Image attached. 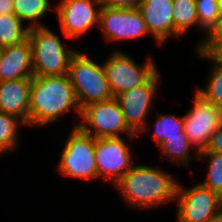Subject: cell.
Listing matches in <instances>:
<instances>
[{
	"label": "cell",
	"instance_id": "obj_1",
	"mask_svg": "<svg viewBox=\"0 0 222 222\" xmlns=\"http://www.w3.org/2000/svg\"><path fill=\"white\" fill-rule=\"evenodd\" d=\"M178 179L158 167L134 164L115 183L123 201L134 209H150L175 201Z\"/></svg>",
	"mask_w": 222,
	"mask_h": 222
},
{
	"label": "cell",
	"instance_id": "obj_2",
	"mask_svg": "<svg viewBox=\"0 0 222 222\" xmlns=\"http://www.w3.org/2000/svg\"><path fill=\"white\" fill-rule=\"evenodd\" d=\"M74 110L81 109L66 75L33 76L30 87L29 126L45 127Z\"/></svg>",
	"mask_w": 222,
	"mask_h": 222
},
{
	"label": "cell",
	"instance_id": "obj_3",
	"mask_svg": "<svg viewBox=\"0 0 222 222\" xmlns=\"http://www.w3.org/2000/svg\"><path fill=\"white\" fill-rule=\"evenodd\" d=\"M32 49L33 76L66 75L76 50L62 43L59 36L47 26L33 27L28 31Z\"/></svg>",
	"mask_w": 222,
	"mask_h": 222
},
{
	"label": "cell",
	"instance_id": "obj_4",
	"mask_svg": "<svg viewBox=\"0 0 222 222\" xmlns=\"http://www.w3.org/2000/svg\"><path fill=\"white\" fill-rule=\"evenodd\" d=\"M67 76L80 109L113 97L103 64H98L86 53L76 51L70 60Z\"/></svg>",
	"mask_w": 222,
	"mask_h": 222
},
{
	"label": "cell",
	"instance_id": "obj_5",
	"mask_svg": "<svg viewBox=\"0 0 222 222\" xmlns=\"http://www.w3.org/2000/svg\"><path fill=\"white\" fill-rule=\"evenodd\" d=\"M71 130L60 154L57 165L59 172L72 179H98L94 157L95 138L76 125Z\"/></svg>",
	"mask_w": 222,
	"mask_h": 222
},
{
	"label": "cell",
	"instance_id": "obj_6",
	"mask_svg": "<svg viewBox=\"0 0 222 222\" xmlns=\"http://www.w3.org/2000/svg\"><path fill=\"white\" fill-rule=\"evenodd\" d=\"M79 118L82 121L76 126L95 139L122 137V134H127L130 140L137 138V135L128 128L115 97L83 107Z\"/></svg>",
	"mask_w": 222,
	"mask_h": 222
},
{
	"label": "cell",
	"instance_id": "obj_7",
	"mask_svg": "<svg viewBox=\"0 0 222 222\" xmlns=\"http://www.w3.org/2000/svg\"><path fill=\"white\" fill-rule=\"evenodd\" d=\"M151 56L140 66L128 54L115 50L103 63L104 72L113 97L146 84L159 70Z\"/></svg>",
	"mask_w": 222,
	"mask_h": 222
},
{
	"label": "cell",
	"instance_id": "obj_8",
	"mask_svg": "<svg viewBox=\"0 0 222 222\" xmlns=\"http://www.w3.org/2000/svg\"><path fill=\"white\" fill-rule=\"evenodd\" d=\"M193 106L183 116L184 133L195 148L194 157L204 150L211 136L222 124V109L195 90Z\"/></svg>",
	"mask_w": 222,
	"mask_h": 222
},
{
	"label": "cell",
	"instance_id": "obj_9",
	"mask_svg": "<svg viewBox=\"0 0 222 222\" xmlns=\"http://www.w3.org/2000/svg\"><path fill=\"white\" fill-rule=\"evenodd\" d=\"M160 75L159 71L146 84L124 91L115 96L122 109L128 128L135 135H140L142 132L149 130V123L146 121L152 109V101L157 93Z\"/></svg>",
	"mask_w": 222,
	"mask_h": 222
},
{
	"label": "cell",
	"instance_id": "obj_10",
	"mask_svg": "<svg viewBox=\"0 0 222 222\" xmlns=\"http://www.w3.org/2000/svg\"><path fill=\"white\" fill-rule=\"evenodd\" d=\"M175 202H177V222H207L220 210V198L216 192L201 182L184 188L178 182Z\"/></svg>",
	"mask_w": 222,
	"mask_h": 222
},
{
	"label": "cell",
	"instance_id": "obj_11",
	"mask_svg": "<svg viewBox=\"0 0 222 222\" xmlns=\"http://www.w3.org/2000/svg\"><path fill=\"white\" fill-rule=\"evenodd\" d=\"M131 151L123 137L95 139L98 179L115 185L134 165Z\"/></svg>",
	"mask_w": 222,
	"mask_h": 222
},
{
	"label": "cell",
	"instance_id": "obj_12",
	"mask_svg": "<svg viewBox=\"0 0 222 222\" xmlns=\"http://www.w3.org/2000/svg\"><path fill=\"white\" fill-rule=\"evenodd\" d=\"M61 33L68 39H79L99 24L100 0H61L56 4Z\"/></svg>",
	"mask_w": 222,
	"mask_h": 222
},
{
	"label": "cell",
	"instance_id": "obj_13",
	"mask_svg": "<svg viewBox=\"0 0 222 222\" xmlns=\"http://www.w3.org/2000/svg\"><path fill=\"white\" fill-rule=\"evenodd\" d=\"M99 29L105 40L120 42L150 35L137 8H110L101 6Z\"/></svg>",
	"mask_w": 222,
	"mask_h": 222
},
{
	"label": "cell",
	"instance_id": "obj_14",
	"mask_svg": "<svg viewBox=\"0 0 222 222\" xmlns=\"http://www.w3.org/2000/svg\"><path fill=\"white\" fill-rule=\"evenodd\" d=\"M172 6L173 0H142L137 7L148 32L160 46L172 36H181L173 26Z\"/></svg>",
	"mask_w": 222,
	"mask_h": 222
},
{
	"label": "cell",
	"instance_id": "obj_15",
	"mask_svg": "<svg viewBox=\"0 0 222 222\" xmlns=\"http://www.w3.org/2000/svg\"><path fill=\"white\" fill-rule=\"evenodd\" d=\"M31 80L18 79L0 83V112L17 117L25 126H29Z\"/></svg>",
	"mask_w": 222,
	"mask_h": 222
},
{
	"label": "cell",
	"instance_id": "obj_16",
	"mask_svg": "<svg viewBox=\"0 0 222 222\" xmlns=\"http://www.w3.org/2000/svg\"><path fill=\"white\" fill-rule=\"evenodd\" d=\"M32 78V49L29 39L4 47L0 60V80L13 81Z\"/></svg>",
	"mask_w": 222,
	"mask_h": 222
},
{
	"label": "cell",
	"instance_id": "obj_17",
	"mask_svg": "<svg viewBox=\"0 0 222 222\" xmlns=\"http://www.w3.org/2000/svg\"><path fill=\"white\" fill-rule=\"evenodd\" d=\"M14 1V14L24 21H28L27 27H43L40 22L46 13L55 8L51 7L50 0H13ZM40 20V21H39Z\"/></svg>",
	"mask_w": 222,
	"mask_h": 222
},
{
	"label": "cell",
	"instance_id": "obj_18",
	"mask_svg": "<svg viewBox=\"0 0 222 222\" xmlns=\"http://www.w3.org/2000/svg\"><path fill=\"white\" fill-rule=\"evenodd\" d=\"M29 28L15 14L0 15V46L2 48L23 42Z\"/></svg>",
	"mask_w": 222,
	"mask_h": 222
},
{
	"label": "cell",
	"instance_id": "obj_19",
	"mask_svg": "<svg viewBox=\"0 0 222 222\" xmlns=\"http://www.w3.org/2000/svg\"><path fill=\"white\" fill-rule=\"evenodd\" d=\"M199 58L208 59L212 63L211 70L204 88H196L206 99L222 109V66L217 63L209 54L195 50Z\"/></svg>",
	"mask_w": 222,
	"mask_h": 222
},
{
	"label": "cell",
	"instance_id": "obj_20",
	"mask_svg": "<svg viewBox=\"0 0 222 222\" xmlns=\"http://www.w3.org/2000/svg\"><path fill=\"white\" fill-rule=\"evenodd\" d=\"M173 26L181 37L192 27L199 28L195 0H173Z\"/></svg>",
	"mask_w": 222,
	"mask_h": 222
},
{
	"label": "cell",
	"instance_id": "obj_21",
	"mask_svg": "<svg viewBox=\"0 0 222 222\" xmlns=\"http://www.w3.org/2000/svg\"><path fill=\"white\" fill-rule=\"evenodd\" d=\"M184 132L183 116L176 117L174 114H163L158 112L154 124V132L151 137L159 147L168 138L182 137Z\"/></svg>",
	"mask_w": 222,
	"mask_h": 222
},
{
	"label": "cell",
	"instance_id": "obj_22",
	"mask_svg": "<svg viewBox=\"0 0 222 222\" xmlns=\"http://www.w3.org/2000/svg\"><path fill=\"white\" fill-rule=\"evenodd\" d=\"M190 147L194 146L184 132L182 137L168 138L159 146L167 161L186 167H189V161L192 158Z\"/></svg>",
	"mask_w": 222,
	"mask_h": 222
},
{
	"label": "cell",
	"instance_id": "obj_23",
	"mask_svg": "<svg viewBox=\"0 0 222 222\" xmlns=\"http://www.w3.org/2000/svg\"><path fill=\"white\" fill-rule=\"evenodd\" d=\"M25 124L17 117L0 112V155L18 149V128Z\"/></svg>",
	"mask_w": 222,
	"mask_h": 222
},
{
	"label": "cell",
	"instance_id": "obj_24",
	"mask_svg": "<svg viewBox=\"0 0 222 222\" xmlns=\"http://www.w3.org/2000/svg\"><path fill=\"white\" fill-rule=\"evenodd\" d=\"M198 159L208 162L206 179L201 183L219 195L222 192V153L200 151Z\"/></svg>",
	"mask_w": 222,
	"mask_h": 222
},
{
	"label": "cell",
	"instance_id": "obj_25",
	"mask_svg": "<svg viewBox=\"0 0 222 222\" xmlns=\"http://www.w3.org/2000/svg\"><path fill=\"white\" fill-rule=\"evenodd\" d=\"M197 17L199 20V29L206 35L216 25L220 16L218 0H195Z\"/></svg>",
	"mask_w": 222,
	"mask_h": 222
},
{
	"label": "cell",
	"instance_id": "obj_26",
	"mask_svg": "<svg viewBox=\"0 0 222 222\" xmlns=\"http://www.w3.org/2000/svg\"><path fill=\"white\" fill-rule=\"evenodd\" d=\"M199 44H222V15L219 16L216 25L206 35L205 39L196 43L195 48Z\"/></svg>",
	"mask_w": 222,
	"mask_h": 222
},
{
	"label": "cell",
	"instance_id": "obj_27",
	"mask_svg": "<svg viewBox=\"0 0 222 222\" xmlns=\"http://www.w3.org/2000/svg\"><path fill=\"white\" fill-rule=\"evenodd\" d=\"M195 49L199 52L209 54L222 66V44H199Z\"/></svg>",
	"mask_w": 222,
	"mask_h": 222
},
{
	"label": "cell",
	"instance_id": "obj_28",
	"mask_svg": "<svg viewBox=\"0 0 222 222\" xmlns=\"http://www.w3.org/2000/svg\"><path fill=\"white\" fill-rule=\"evenodd\" d=\"M101 6L110 8H137L142 0H100Z\"/></svg>",
	"mask_w": 222,
	"mask_h": 222
},
{
	"label": "cell",
	"instance_id": "obj_29",
	"mask_svg": "<svg viewBox=\"0 0 222 222\" xmlns=\"http://www.w3.org/2000/svg\"><path fill=\"white\" fill-rule=\"evenodd\" d=\"M201 151L222 153V124L211 136L208 146Z\"/></svg>",
	"mask_w": 222,
	"mask_h": 222
},
{
	"label": "cell",
	"instance_id": "obj_30",
	"mask_svg": "<svg viewBox=\"0 0 222 222\" xmlns=\"http://www.w3.org/2000/svg\"><path fill=\"white\" fill-rule=\"evenodd\" d=\"M14 14L13 0H0V15Z\"/></svg>",
	"mask_w": 222,
	"mask_h": 222
},
{
	"label": "cell",
	"instance_id": "obj_31",
	"mask_svg": "<svg viewBox=\"0 0 222 222\" xmlns=\"http://www.w3.org/2000/svg\"><path fill=\"white\" fill-rule=\"evenodd\" d=\"M207 222H222V210H219Z\"/></svg>",
	"mask_w": 222,
	"mask_h": 222
},
{
	"label": "cell",
	"instance_id": "obj_32",
	"mask_svg": "<svg viewBox=\"0 0 222 222\" xmlns=\"http://www.w3.org/2000/svg\"><path fill=\"white\" fill-rule=\"evenodd\" d=\"M219 13L222 15V0H218Z\"/></svg>",
	"mask_w": 222,
	"mask_h": 222
},
{
	"label": "cell",
	"instance_id": "obj_33",
	"mask_svg": "<svg viewBox=\"0 0 222 222\" xmlns=\"http://www.w3.org/2000/svg\"><path fill=\"white\" fill-rule=\"evenodd\" d=\"M2 53H3V48L0 46V60H1Z\"/></svg>",
	"mask_w": 222,
	"mask_h": 222
},
{
	"label": "cell",
	"instance_id": "obj_34",
	"mask_svg": "<svg viewBox=\"0 0 222 222\" xmlns=\"http://www.w3.org/2000/svg\"><path fill=\"white\" fill-rule=\"evenodd\" d=\"M220 198V201H221V203H220V210H222V197H219Z\"/></svg>",
	"mask_w": 222,
	"mask_h": 222
}]
</instances>
